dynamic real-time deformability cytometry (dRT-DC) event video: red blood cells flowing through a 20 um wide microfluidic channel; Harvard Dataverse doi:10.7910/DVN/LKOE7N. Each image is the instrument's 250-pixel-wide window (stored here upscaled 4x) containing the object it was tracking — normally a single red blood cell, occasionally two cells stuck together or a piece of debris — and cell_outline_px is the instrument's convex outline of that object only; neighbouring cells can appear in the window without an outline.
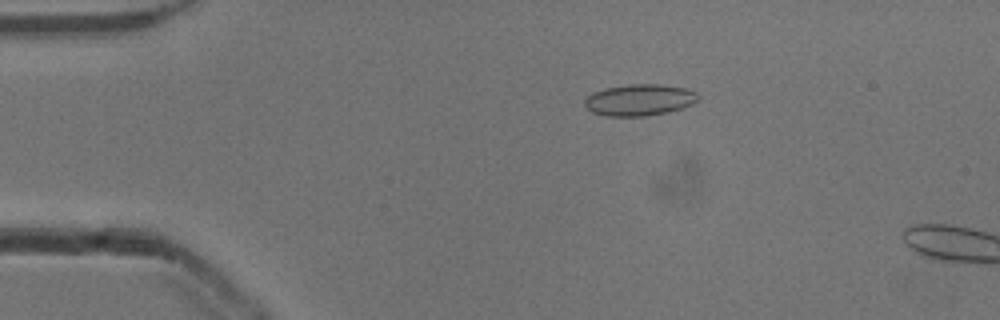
{"species": "common noctule bat (a hibernating species)", "species_latin": "Nyctalus noctula", "temperature_condition": "cold", "stored_images_in_passage": 52, "camera_frame_rate_fps": 3000, "um_per_image_px": 0.085, "animal": {"sex": "male", "body_mass_g": 13.3}, "frame": {"image": 1, "passage_image": 10, "time_ms": 3.0, "image_size_px": [1000, 320], "cell_outline_px": [[700, 96], [692, 104], [684, 108], [668, 112], [648, 116], [608, 116], [592, 112], [584, 104], [584, 100], [588, 96], [604, 88], [628, 84], [660, 84], [684, 88], [696, 92]], "centroid_in_image_um": [54.38, 8.5], "position_along_channel_um": 30.6, "area_um2": 20.81}}
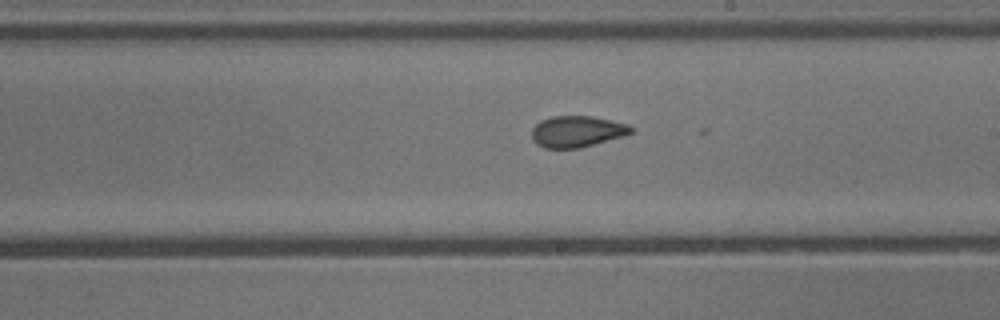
{"frame": {"image": 2, "passage_image": 30, "time_ms": 9.667, "image_size_px": [1000, 320], "cell_outline_px": [[636, 128], [632, 132], [624, 136], [580, 148], [544, 148], [536, 144], [532, 140], [532, 128], [540, 120], [552, 116], [592, 116], [628, 124]], "centroid_in_image_um": [49.04, 11.18], "position_along_channel_um": 240.0, "area_um2": 18.26}}
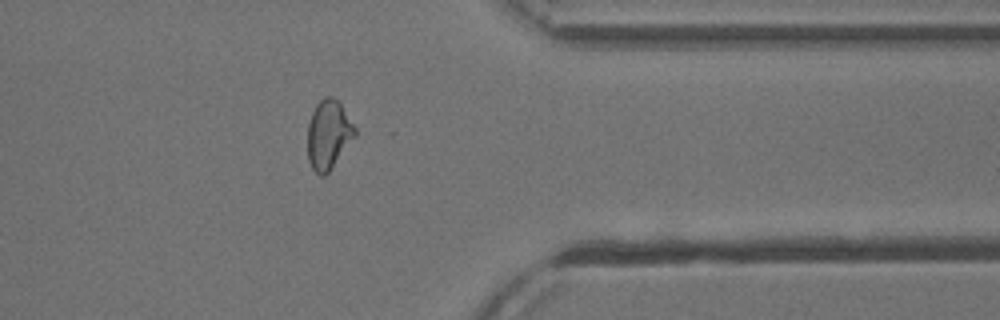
{"frame": {"image": 3, "passage_image": 42, "time_ms": 13.667, "image_size_px": [1000, 320], "cell_outline_px": [[356, 136], [328, 172], [324, 176], [320, 176], [312, 168], [308, 160], [308, 124], [312, 112], [316, 104], [324, 96], [332, 96], [340, 104], [356, 128]], "centroid_in_image_um": [27.91, 11.44], "position_along_channel_um": 383.5, "area_um2": 18.9}}